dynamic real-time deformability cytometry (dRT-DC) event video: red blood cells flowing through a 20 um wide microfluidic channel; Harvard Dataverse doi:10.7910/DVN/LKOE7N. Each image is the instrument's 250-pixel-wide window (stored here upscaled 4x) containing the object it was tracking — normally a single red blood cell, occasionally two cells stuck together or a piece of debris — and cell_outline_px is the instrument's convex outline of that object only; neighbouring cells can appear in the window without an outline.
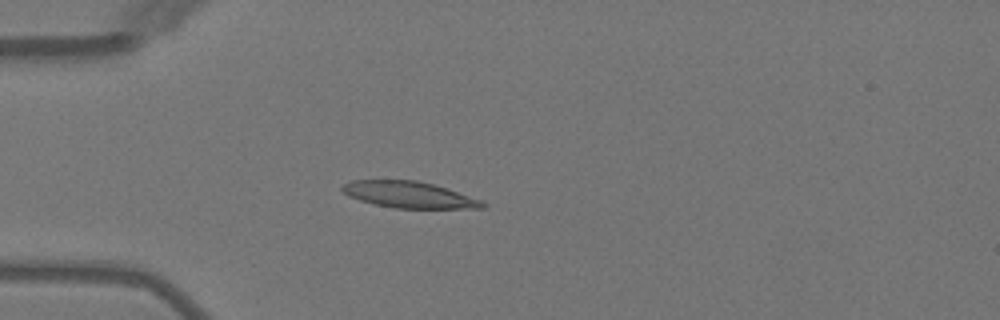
{"species": "Egyptian fruit bat (a non-hibernating species)", "species_latin": "Rousettus aegyptiacus", "temperature_condition": "warm", "stored_images_in_passage": 4, "camera_frame_rate_fps": 3000, "um_per_image_px": 0.085, "animal": {"sex": "female"}, "frame": {"image": 1, "passage_image": 4, "time_ms": 4.667, "image_size_px": [1000, 320], "cell_outline_px": [[488, 204], [484, 208], [396, 208], [376, 204], [360, 200], [348, 196], [340, 188], [348, 180], [416, 180], [448, 188], [480, 200]], "centroid_in_image_um": [34.76, 16.54], "position_along_channel_um": 50.2, "area_um2": 21.44}}